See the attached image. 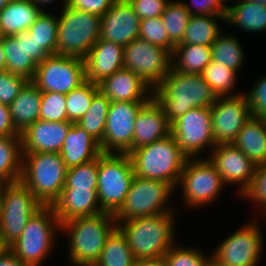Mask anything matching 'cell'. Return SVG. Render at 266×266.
Returning a JSON list of instances; mask_svg holds the SVG:
<instances>
[{
  "mask_svg": "<svg viewBox=\"0 0 266 266\" xmlns=\"http://www.w3.org/2000/svg\"><path fill=\"white\" fill-rule=\"evenodd\" d=\"M3 50L6 70L30 81L35 75L37 64L49 56L42 47H39L28 30L14 36H3Z\"/></svg>",
  "mask_w": 266,
  "mask_h": 266,
  "instance_id": "ac0fdd59",
  "label": "cell"
},
{
  "mask_svg": "<svg viewBox=\"0 0 266 266\" xmlns=\"http://www.w3.org/2000/svg\"><path fill=\"white\" fill-rule=\"evenodd\" d=\"M171 134V123L152 97L139 110L134 122L132 151Z\"/></svg>",
  "mask_w": 266,
  "mask_h": 266,
  "instance_id": "cb8c5ba5",
  "label": "cell"
},
{
  "mask_svg": "<svg viewBox=\"0 0 266 266\" xmlns=\"http://www.w3.org/2000/svg\"><path fill=\"white\" fill-rule=\"evenodd\" d=\"M244 95L252 116L266 119V76L257 80L250 92Z\"/></svg>",
  "mask_w": 266,
  "mask_h": 266,
  "instance_id": "7dc6e473",
  "label": "cell"
},
{
  "mask_svg": "<svg viewBox=\"0 0 266 266\" xmlns=\"http://www.w3.org/2000/svg\"><path fill=\"white\" fill-rule=\"evenodd\" d=\"M9 2L10 0H0V11H2Z\"/></svg>",
  "mask_w": 266,
  "mask_h": 266,
  "instance_id": "6f0895ef",
  "label": "cell"
},
{
  "mask_svg": "<svg viewBox=\"0 0 266 266\" xmlns=\"http://www.w3.org/2000/svg\"><path fill=\"white\" fill-rule=\"evenodd\" d=\"M236 71L219 62L211 61L201 73L203 79L211 86L217 97L238 96L243 92L232 93L236 86ZM231 92V94H230Z\"/></svg>",
  "mask_w": 266,
  "mask_h": 266,
  "instance_id": "74e56055",
  "label": "cell"
},
{
  "mask_svg": "<svg viewBox=\"0 0 266 266\" xmlns=\"http://www.w3.org/2000/svg\"><path fill=\"white\" fill-rule=\"evenodd\" d=\"M66 97L63 93L42 92L40 120L49 122L68 121Z\"/></svg>",
  "mask_w": 266,
  "mask_h": 266,
  "instance_id": "7bdbcfd3",
  "label": "cell"
},
{
  "mask_svg": "<svg viewBox=\"0 0 266 266\" xmlns=\"http://www.w3.org/2000/svg\"><path fill=\"white\" fill-rule=\"evenodd\" d=\"M214 145L233 143L244 124L252 116L244 93L217 97L210 107Z\"/></svg>",
  "mask_w": 266,
  "mask_h": 266,
  "instance_id": "e0dca14e",
  "label": "cell"
},
{
  "mask_svg": "<svg viewBox=\"0 0 266 266\" xmlns=\"http://www.w3.org/2000/svg\"><path fill=\"white\" fill-rule=\"evenodd\" d=\"M244 198L252 199L255 204L265 211L266 215V164L255 167L250 186L241 194Z\"/></svg>",
  "mask_w": 266,
  "mask_h": 266,
  "instance_id": "bcb514c9",
  "label": "cell"
},
{
  "mask_svg": "<svg viewBox=\"0 0 266 266\" xmlns=\"http://www.w3.org/2000/svg\"><path fill=\"white\" fill-rule=\"evenodd\" d=\"M77 266H99L97 263H90V264H81Z\"/></svg>",
  "mask_w": 266,
  "mask_h": 266,
  "instance_id": "6125c7cd",
  "label": "cell"
},
{
  "mask_svg": "<svg viewBox=\"0 0 266 266\" xmlns=\"http://www.w3.org/2000/svg\"><path fill=\"white\" fill-rule=\"evenodd\" d=\"M253 221L224 239L214 249L212 260L220 266H258L263 253L264 236L258 221Z\"/></svg>",
  "mask_w": 266,
  "mask_h": 266,
  "instance_id": "4fadbf2b",
  "label": "cell"
},
{
  "mask_svg": "<svg viewBox=\"0 0 266 266\" xmlns=\"http://www.w3.org/2000/svg\"><path fill=\"white\" fill-rule=\"evenodd\" d=\"M41 11H44L40 6L55 2V0H31ZM63 7L68 4V0H63Z\"/></svg>",
  "mask_w": 266,
  "mask_h": 266,
  "instance_id": "9f6ffc18",
  "label": "cell"
},
{
  "mask_svg": "<svg viewBox=\"0 0 266 266\" xmlns=\"http://www.w3.org/2000/svg\"><path fill=\"white\" fill-rule=\"evenodd\" d=\"M117 228L112 213L101 212L91 216L71 219L61 224V232L69 238L70 263L74 266L96 263L107 238Z\"/></svg>",
  "mask_w": 266,
  "mask_h": 266,
  "instance_id": "3957f363",
  "label": "cell"
},
{
  "mask_svg": "<svg viewBox=\"0 0 266 266\" xmlns=\"http://www.w3.org/2000/svg\"><path fill=\"white\" fill-rule=\"evenodd\" d=\"M58 17L57 54L84 59L100 38V16L69 6Z\"/></svg>",
  "mask_w": 266,
  "mask_h": 266,
  "instance_id": "52a82bcc",
  "label": "cell"
},
{
  "mask_svg": "<svg viewBox=\"0 0 266 266\" xmlns=\"http://www.w3.org/2000/svg\"><path fill=\"white\" fill-rule=\"evenodd\" d=\"M20 136L11 120L9 106L0 103V137Z\"/></svg>",
  "mask_w": 266,
  "mask_h": 266,
  "instance_id": "816d5d0a",
  "label": "cell"
},
{
  "mask_svg": "<svg viewBox=\"0 0 266 266\" xmlns=\"http://www.w3.org/2000/svg\"><path fill=\"white\" fill-rule=\"evenodd\" d=\"M174 191L175 189L165 181L135 175L125 202L114 214L116 222L171 212L173 209L166 208L165 204Z\"/></svg>",
  "mask_w": 266,
  "mask_h": 266,
  "instance_id": "30bf717a",
  "label": "cell"
},
{
  "mask_svg": "<svg viewBox=\"0 0 266 266\" xmlns=\"http://www.w3.org/2000/svg\"><path fill=\"white\" fill-rule=\"evenodd\" d=\"M174 244L164 255L167 266H207L212 255H204L197 248L176 247Z\"/></svg>",
  "mask_w": 266,
  "mask_h": 266,
  "instance_id": "ee69618b",
  "label": "cell"
},
{
  "mask_svg": "<svg viewBox=\"0 0 266 266\" xmlns=\"http://www.w3.org/2000/svg\"><path fill=\"white\" fill-rule=\"evenodd\" d=\"M29 81L7 70L0 71V103L9 106Z\"/></svg>",
  "mask_w": 266,
  "mask_h": 266,
  "instance_id": "f6af8a7d",
  "label": "cell"
},
{
  "mask_svg": "<svg viewBox=\"0 0 266 266\" xmlns=\"http://www.w3.org/2000/svg\"><path fill=\"white\" fill-rule=\"evenodd\" d=\"M22 156L20 136L0 137V176L6 182L20 181Z\"/></svg>",
  "mask_w": 266,
  "mask_h": 266,
  "instance_id": "d6a6232c",
  "label": "cell"
},
{
  "mask_svg": "<svg viewBox=\"0 0 266 266\" xmlns=\"http://www.w3.org/2000/svg\"><path fill=\"white\" fill-rule=\"evenodd\" d=\"M128 155L134 175L165 181L174 189L178 186L180 174L188 159L171 134L134 149Z\"/></svg>",
  "mask_w": 266,
  "mask_h": 266,
  "instance_id": "277c9868",
  "label": "cell"
},
{
  "mask_svg": "<svg viewBox=\"0 0 266 266\" xmlns=\"http://www.w3.org/2000/svg\"><path fill=\"white\" fill-rule=\"evenodd\" d=\"M172 55L141 38L124 46L123 67L140 76L152 89L159 86L171 69Z\"/></svg>",
  "mask_w": 266,
  "mask_h": 266,
  "instance_id": "5bb4252c",
  "label": "cell"
},
{
  "mask_svg": "<svg viewBox=\"0 0 266 266\" xmlns=\"http://www.w3.org/2000/svg\"><path fill=\"white\" fill-rule=\"evenodd\" d=\"M146 102H110L103 141L100 143L103 153L132 152L135 118Z\"/></svg>",
  "mask_w": 266,
  "mask_h": 266,
  "instance_id": "2e32d148",
  "label": "cell"
},
{
  "mask_svg": "<svg viewBox=\"0 0 266 266\" xmlns=\"http://www.w3.org/2000/svg\"><path fill=\"white\" fill-rule=\"evenodd\" d=\"M52 207L60 224L104 212L98 201L97 189H62Z\"/></svg>",
  "mask_w": 266,
  "mask_h": 266,
  "instance_id": "d4e9b609",
  "label": "cell"
},
{
  "mask_svg": "<svg viewBox=\"0 0 266 266\" xmlns=\"http://www.w3.org/2000/svg\"><path fill=\"white\" fill-rule=\"evenodd\" d=\"M212 61V48L206 45H176L171 68L176 72L201 75Z\"/></svg>",
  "mask_w": 266,
  "mask_h": 266,
  "instance_id": "4dcf8cb0",
  "label": "cell"
},
{
  "mask_svg": "<svg viewBox=\"0 0 266 266\" xmlns=\"http://www.w3.org/2000/svg\"><path fill=\"white\" fill-rule=\"evenodd\" d=\"M28 31L39 47H42L49 55L57 54V16L41 11Z\"/></svg>",
  "mask_w": 266,
  "mask_h": 266,
  "instance_id": "8d00e7d4",
  "label": "cell"
},
{
  "mask_svg": "<svg viewBox=\"0 0 266 266\" xmlns=\"http://www.w3.org/2000/svg\"><path fill=\"white\" fill-rule=\"evenodd\" d=\"M124 46L101 38L84 58L86 81L99 84L114 72L123 69Z\"/></svg>",
  "mask_w": 266,
  "mask_h": 266,
  "instance_id": "7402d4cb",
  "label": "cell"
},
{
  "mask_svg": "<svg viewBox=\"0 0 266 266\" xmlns=\"http://www.w3.org/2000/svg\"><path fill=\"white\" fill-rule=\"evenodd\" d=\"M0 218H1V194H0Z\"/></svg>",
  "mask_w": 266,
  "mask_h": 266,
  "instance_id": "03108f58",
  "label": "cell"
},
{
  "mask_svg": "<svg viewBox=\"0 0 266 266\" xmlns=\"http://www.w3.org/2000/svg\"><path fill=\"white\" fill-rule=\"evenodd\" d=\"M20 181L43 206H52L65 185L67 167L60 153H22Z\"/></svg>",
  "mask_w": 266,
  "mask_h": 266,
  "instance_id": "5b68a950",
  "label": "cell"
},
{
  "mask_svg": "<svg viewBox=\"0 0 266 266\" xmlns=\"http://www.w3.org/2000/svg\"><path fill=\"white\" fill-rule=\"evenodd\" d=\"M109 105V99L99 91L86 114L76 123L99 143L103 141Z\"/></svg>",
  "mask_w": 266,
  "mask_h": 266,
  "instance_id": "e575fe53",
  "label": "cell"
},
{
  "mask_svg": "<svg viewBox=\"0 0 266 266\" xmlns=\"http://www.w3.org/2000/svg\"><path fill=\"white\" fill-rule=\"evenodd\" d=\"M67 168L98 158L103 152L100 143L78 124L72 123L59 152Z\"/></svg>",
  "mask_w": 266,
  "mask_h": 266,
  "instance_id": "484cf974",
  "label": "cell"
},
{
  "mask_svg": "<svg viewBox=\"0 0 266 266\" xmlns=\"http://www.w3.org/2000/svg\"><path fill=\"white\" fill-rule=\"evenodd\" d=\"M115 0H68L67 6L88 13L103 16Z\"/></svg>",
  "mask_w": 266,
  "mask_h": 266,
  "instance_id": "f907efd6",
  "label": "cell"
},
{
  "mask_svg": "<svg viewBox=\"0 0 266 266\" xmlns=\"http://www.w3.org/2000/svg\"><path fill=\"white\" fill-rule=\"evenodd\" d=\"M98 188V158L67 168L63 189H97Z\"/></svg>",
  "mask_w": 266,
  "mask_h": 266,
  "instance_id": "60d3db41",
  "label": "cell"
},
{
  "mask_svg": "<svg viewBox=\"0 0 266 266\" xmlns=\"http://www.w3.org/2000/svg\"><path fill=\"white\" fill-rule=\"evenodd\" d=\"M220 1L222 2V4H223L224 6H226V7L229 6L228 4H225V2L228 1V0H226V1H225V0H220Z\"/></svg>",
  "mask_w": 266,
  "mask_h": 266,
  "instance_id": "e7e4bbea",
  "label": "cell"
},
{
  "mask_svg": "<svg viewBox=\"0 0 266 266\" xmlns=\"http://www.w3.org/2000/svg\"><path fill=\"white\" fill-rule=\"evenodd\" d=\"M0 266H28L22 263L8 248L0 253Z\"/></svg>",
  "mask_w": 266,
  "mask_h": 266,
  "instance_id": "f5cc1de1",
  "label": "cell"
},
{
  "mask_svg": "<svg viewBox=\"0 0 266 266\" xmlns=\"http://www.w3.org/2000/svg\"><path fill=\"white\" fill-rule=\"evenodd\" d=\"M99 91V86L97 84L86 81L81 86L65 94L68 121L77 123L86 114L93 97Z\"/></svg>",
  "mask_w": 266,
  "mask_h": 266,
  "instance_id": "f35d334b",
  "label": "cell"
},
{
  "mask_svg": "<svg viewBox=\"0 0 266 266\" xmlns=\"http://www.w3.org/2000/svg\"><path fill=\"white\" fill-rule=\"evenodd\" d=\"M238 2L227 7L225 22L248 33L266 31V6L252 1Z\"/></svg>",
  "mask_w": 266,
  "mask_h": 266,
  "instance_id": "f546056e",
  "label": "cell"
},
{
  "mask_svg": "<svg viewBox=\"0 0 266 266\" xmlns=\"http://www.w3.org/2000/svg\"><path fill=\"white\" fill-rule=\"evenodd\" d=\"M152 97L170 123L192 108H210L217 100V95L201 75L176 72L172 68L153 89Z\"/></svg>",
  "mask_w": 266,
  "mask_h": 266,
  "instance_id": "6da1fadb",
  "label": "cell"
},
{
  "mask_svg": "<svg viewBox=\"0 0 266 266\" xmlns=\"http://www.w3.org/2000/svg\"><path fill=\"white\" fill-rule=\"evenodd\" d=\"M191 5L183 2L191 15L226 16L227 7L220 0H191ZM194 7H193V6Z\"/></svg>",
  "mask_w": 266,
  "mask_h": 266,
  "instance_id": "c3c4849f",
  "label": "cell"
},
{
  "mask_svg": "<svg viewBox=\"0 0 266 266\" xmlns=\"http://www.w3.org/2000/svg\"><path fill=\"white\" fill-rule=\"evenodd\" d=\"M207 266H220V265H218L214 260L211 259L207 264Z\"/></svg>",
  "mask_w": 266,
  "mask_h": 266,
  "instance_id": "94428289",
  "label": "cell"
},
{
  "mask_svg": "<svg viewBox=\"0 0 266 266\" xmlns=\"http://www.w3.org/2000/svg\"><path fill=\"white\" fill-rule=\"evenodd\" d=\"M139 38L166 49L171 55L175 48L169 40V35L161 16L142 19Z\"/></svg>",
  "mask_w": 266,
  "mask_h": 266,
  "instance_id": "b9f144b4",
  "label": "cell"
},
{
  "mask_svg": "<svg viewBox=\"0 0 266 266\" xmlns=\"http://www.w3.org/2000/svg\"><path fill=\"white\" fill-rule=\"evenodd\" d=\"M135 266H167L165 257L139 259L136 260Z\"/></svg>",
  "mask_w": 266,
  "mask_h": 266,
  "instance_id": "db71d44e",
  "label": "cell"
},
{
  "mask_svg": "<svg viewBox=\"0 0 266 266\" xmlns=\"http://www.w3.org/2000/svg\"><path fill=\"white\" fill-rule=\"evenodd\" d=\"M6 70V61L3 50V36L0 34V71Z\"/></svg>",
  "mask_w": 266,
  "mask_h": 266,
  "instance_id": "11a10c76",
  "label": "cell"
},
{
  "mask_svg": "<svg viewBox=\"0 0 266 266\" xmlns=\"http://www.w3.org/2000/svg\"><path fill=\"white\" fill-rule=\"evenodd\" d=\"M6 247L2 244L0 239V253L5 249Z\"/></svg>",
  "mask_w": 266,
  "mask_h": 266,
  "instance_id": "be15d7a7",
  "label": "cell"
},
{
  "mask_svg": "<svg viewBox=\"0 0 266 266\" xmlns=\"http://www.w3.org/2000/svg\"><path fill=\"white\" fill-rule=\"evenodd\" d=\"M171 135L188 158H199L201 152L213 149L212 119L210 108H192L171 122Z\"/></svg>",
  "mask_w": 266,
  "mask_h": 266,
  "instance_id": "9a60e30c",
  "label": "cell"
},
{
  "mask_svg": "<svg viewBox=\"0 0 266 266\" xmlns=\"http://www.w3.org/2000/svg\"><path fill=\"white\" fill-rule=\"evenodd\" d=\"M140 22L128 0H115L100 17V38L126 46L139 38Z\"/></svg>",
  "mask_w": 266,
  "mask_h": 266,
  "instance_id": "ffe728a7",
  "label": "cell"
},
{
  "mask_svg": "<svg viewBox=\"0 0 266 266\" xmlns=\"http://www.w3.org/2000/svg\"><path fill=\"white\" fill-rule=\"evenodd\" d=\"M98 86L110 102L149 101L153 95V89L140 76L125 68L114 72Z\"/></svg>",
  "mask_w": 266,
  "mask_h": 266,
  "instance_id": "603a6c76",
  "label": "cell"
},
{
  "mask_svg": "<svg viewBox=\"0 0 266 266\" xmlns=\"http://www.w3.org/2000/svg\"><path fill=\"white\" fill-rule=\"evenodd\" d=\"M161 17L163 18L170 42L174 46L179 45L191 17V14L185 9L183 1L175 2L170 0Z\"/></svg>",
  "mask_w": 266,
  "mask_h": 266,
  "instance_id": "ab89813d",
  "label": "cell"
},
{
  "mask_svg": "<svg viewBox=\"0 0 266 266\" xmlns=\"http://www.w3.org/2000/svg\"><path fill=\"white\" fill-rule=\"evenodd\" d=\"M188 158L180 174L183 200L187 208L205 206L218 195L225 184L215 166L207 158ZM224 185V187H223Z\"/></svg>",
  "mask_w": 266,
  "mask_h": 266,
  "instance_id": "8fae6325",
  "label": "cell"
},
{
  "mask_svg": "<svg viewBox=\"0 0 266 266\" xmlns=\"http://www.w3.org/2000/svg\"><path fill=\"white\" fill-rule=\"evenodd\" d=\"M40 13L31 0H10L0 11V34L14 36L28 30Z\"/></svg>",
  "mask_w": 266,
  "mask_h": 266,
  "instance_id": "f1b7e54d",
  "label": "cell"
},
{
  "mask_svg": "<svg viewBox=\"0 0 266 266\" xmlns=\"http://www.w3.org/2000/svg\"><path fill=\"white\" fill-rule=\"evenodd\" d=\"M212 48V61L224 64L226 67L238 72L244 63V51L237 38L231 34L221 32Z\"/></svg>",
  "mask_w": 266,
  "mask_h": 266,
  "instance_id": "d590c367",
  "label": "cell"
},
{
  "mask_svg": "<svg viewBox=\"0 0 266 266\" xmlns=\"http://www.w3.org/2000/svg\"><path fill=\"white\" fill-rule=\"evenodd\" d=\"M238 1H252V2H257V3H260L266 6V0H238Z\"/></svg>",
  "mask_w": 266,
  "mask_h": 266,
  "instance_id": "680465c9",
  "label": "cell"
},
{
  "mask_svg": "<svg viewBox=\"0 0 266 266\" xmlns=\"http://www.w3.org/2000/svg\"><path fill=\"white\" fill-rule=\"evenodd\" d=\"M173 211L153 216L136 217L117 223L126 237L136 260L164 256L174 245Z\"/></svg>",
  "mask_w": 266,
  "mask_h": 266,
  "instance_id": "7a4b0ae2",
  "label": "cell"
},
{
  "mask_svg": "<svg viewBox=\"0 0 266 266\" xmlns=\"http://www.w3.org/2000/svg\"><path fill=\"white\" fill-rule=\"evenodd\" d=\"M72 122L37 120L20 133L22 153H59Z\"/></svg>",
  "mask_w": 266,
  "mask_h": 266,
  "instance_id": "44dd1931",
  "label": "cell"
},
{
  "mask_svg": "<svg viewBox=\"0 0 266 266\" xmlns=\"http://www.w3.org/2000/svg\"><path fill=\"white\" fill-rule=\"evenodd\" d=\"M41 95L42 91L29 81L9 105L11 120L19 133L40 119Z\"/></svg>",
  "mask_w": 266,
  "mask_h": 266,
  "instance_id": "83f0119b",
  "label": "cell"
},
{
  "mask_svg": "<svg viewBox=\"0 0 266 266\" xmlns=\"http://www.w3.org/2000/svg\"><path fill=\"white\" fill-rule=\"evenodd\" d=\"M226 16L191 15L179 45L211 46L221 33L218 20L225 22Z\"/></svg>",
  "mask_w": 266,
  "mask_h": 266,
  "instance_id": "1f68e13d",
  "label": "cell"
},
{
  "mask_svg": "<svg viewBox=\"0 0 266 266\" xmlns=\"http://www.w3.org/2000/svg\"><path fill=\"white\" fill-rule=\"evenodd\" d=\"M43 205L21 181L7 182L1 193L0 239L8 248Z\"/></svg>",
  "mask_w": 266,
  "mask_h": 266,
  "instance_id": "9c48e42d",
  "label": "cell"
},
{
  "mask_svg": "<svg viewBox=\"0 0 266 266\" xmlns=\"http://www.w3.org/2000/svg\"><path fill=\"white\" fill-rule=\"evenodd\" d=\"M61 224L52 206H42L27 222L21 236L8 249L24 264L40 266L55 242Z\"/></svg>",
  "mask_w": 266,
  "mask_h": 266,
  "instance_id": "8992f818",
  "label": "cell"
},
{
  "mask_svg": "<svg viewBox=\"0 0 266 266\" xmlns=\"http://www.w3.org/2000/svg\"><path fill=\"white\" fill-rule=\"evenodd\" d=\"M136 15L142 20L161 16L170 0H128Z\"/></svg>",
  "mask_w": 266,
  "mask_h": 266,
  "instance_id": "681fc988",
  "label": "cell"
},
{
  "mask_svg": "<svg viewBox=\"0 0 266 266\" xmlns=\"http://www.w3.org/2000/svg\"><path fill=\"white\" fill-rule=\"evenodd\" d=\"M6 183L7 182L0 176V194L2 193V189Z\"/></svg>",
  "mask_w": 266,
  "mask_h": 266,
  "instance_id": "91938a15",
  "label": "cell"
},
{
  "mask_svg": "<svg viewBox=\"0 0 266 266\" xmlns=\"http://www.w3.org/2000/svg\"><path fill=\"white\" fill-rule=\"evenodd\" d=\"M42 92L67 94L86 82L84 59L59 54L37 64L31 80Z\"/></svg>",
  "mask_w": 266,
  "mask_h": 266,
  "instance_id": "7c38bea8",
  "label": "cell"
},
{
  "mask_svg": "<svg viewBox=\"0 0 266 266\" xmlns=\"http://www.w3.org/2000/svg\"><path fill=\"white\" fill-rule=\"evenodd\" d=\"M96 263L99 266H135L136 259L133 252L126 237L118 228L107 238Z\"/></svg>",
  "mask_w": 266,
  "mask_h": 266,
  "instance_id": "836d02e7",
  "label": "cell"
},
{
  "mask_svg": "<svg viewBox=\"0 0 266 266\" xmlns=\"http://www.w3.org/2000/svg\"><path fill=\"white\" fill-rule=\"evenodd\" d=\"M232 144L256 166L266 164V119L251 116Z\"/></svg>",
  "mask_w": 266,
  "mask_h": 266,
  "instance_id": "4316f807",
  "label": "cell"
},
{
  "mask_svg": "<svg viewBox=\"0 0 266 266\" xmlns=\"http://www.w3.org/2000/svg\"><path fill=\"white\" fill-rule=\"evenodd\" d=\"M134 176L128 154L102 153L98 157L97 196L104 212L115 214L120 209Z\"/></svg>",
  "mask_w": 266,
  "mask_h": 266,
  "instance_id": "ba28073f",
  "label": "cell"
},
{
  "mask_svg": "<svg viewBox=\"0 0 266 266\" xmlns=\"http://www.w3.org/2000/svg\"><path fill=\"white\" fill-rule=\"evenodd\" d=\"M211 152L208 159L221 175L225 186L239 184L238 193L242 194L250 186L256 165L232 143L218 144Z\"/></svg>",
  "mask_w": 266,
  "mask_h": 266,
  "instance_id": "d6986e66",
  "label": "cell"
}]
</instances>
